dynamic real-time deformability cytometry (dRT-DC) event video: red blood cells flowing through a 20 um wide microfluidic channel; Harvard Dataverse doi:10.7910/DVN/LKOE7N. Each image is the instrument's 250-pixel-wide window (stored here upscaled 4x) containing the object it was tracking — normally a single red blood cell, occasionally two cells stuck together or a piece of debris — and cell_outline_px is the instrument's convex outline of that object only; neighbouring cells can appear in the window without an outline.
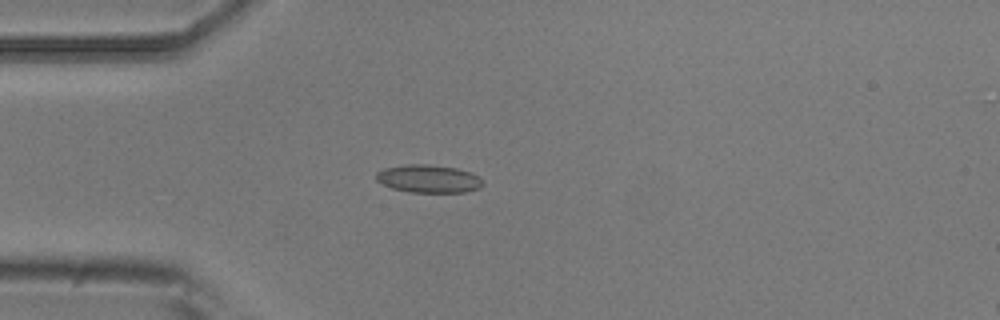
{"species": "common noctule bat (a hibernating species)", "species_latin": "Nyctalus noctula", "temperature_condition": "room temperature", "stored_images_in_passage": 17, "camera_frame_rate_fps": 3000, "um_per_image_px": 0.085, "animal": {"sex": "male", "body_mass_g": 20.5, "forearm_length_mm": 52.5}, "frame": {"image": 1, "passage_image": 15, "time_ms": 4.667, "image_size_px": [1000, 320], "cell_outline_px": [[484, 184], [480, 188], [464, 192], [408, 192], [392, 188], [376, 180], [376, 172], [384, 168], [408, 164], [428, 164], [456, 168], [472, 172], [480, 176], [484, 180]], "centroid_in_image_um": [36.47, 15.19], "position_along_channel_um": 48.5, "area_um2": 17.51}}